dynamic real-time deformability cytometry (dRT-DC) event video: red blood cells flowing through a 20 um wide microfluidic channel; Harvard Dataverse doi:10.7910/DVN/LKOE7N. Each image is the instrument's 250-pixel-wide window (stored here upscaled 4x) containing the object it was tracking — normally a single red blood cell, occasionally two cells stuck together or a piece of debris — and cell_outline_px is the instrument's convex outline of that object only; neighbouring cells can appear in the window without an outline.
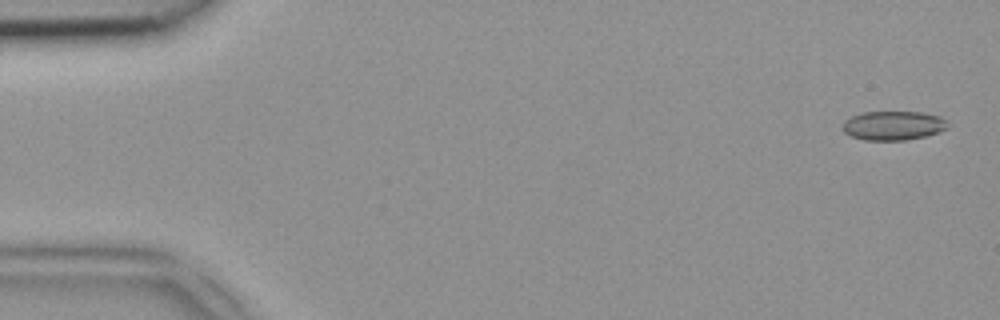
{"species": "common noctule bat (a hibernating species)", "species_latin": "Nyctalus noctula", "temperature_condition": "room temperature", "stored_images_in_passage": 49, "camera_frame_rate_fps": 3000, "um_per_image_px": 0.085, "animal": {"sex": "female", "body_mass_g": 18.4}, "frame": {"image": 1, "passage_image": 2, "time_ms": 0.333, "image_size_px": [1000, 320], "cell_outline_px": [[948, 128], [940, 132], [928, 136], [904, 140], [864, 140], [852, 136], [844, 132], [844, 120], [852, 116], [864, 112], [920, 112], [940, 116], [948, 120]], "centroid_in_image_um": [75.99, 10.67], "position_along_channel_um": 9.0, "area_um2": 17.92}}
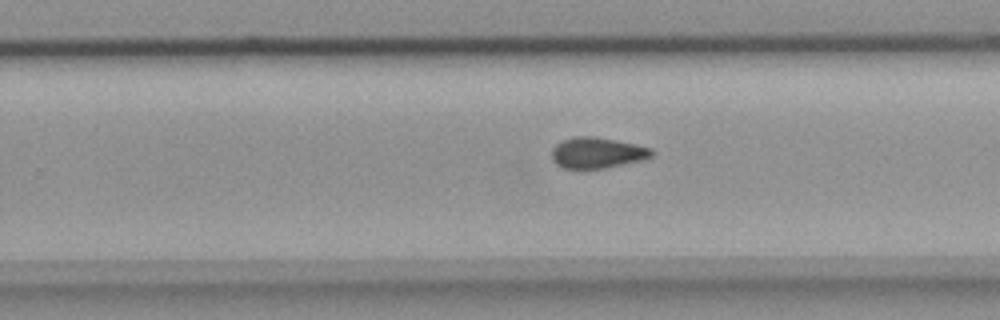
{"frame": {"image": 2, "passage_image": 31, "time_ms": 10.0, "image_size_px": [1000, 320], "cell_outline_px": [[656, 152], [648, 160], [608, 168], [564, 168], [556, 164], [552, 160], [552, 148], [556, 144], [564, 140], [576, 136], [592, 136], [636, 144], [652, 148]], "centroid_in_image_um": [50.84, 13.0], "position_along_channel_um": 279.0, "area_um2": 18.26}}
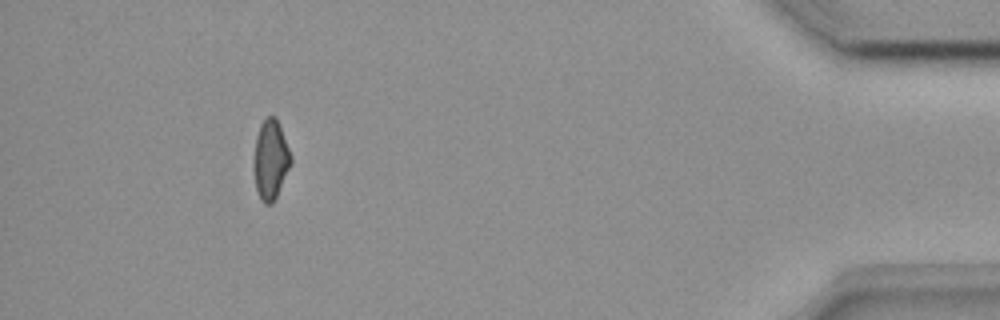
{"frame": {"image": 3, "passage_image": 45, "time_ms": 14.667, "image_size_px": [1000, 320], "cell_outline_px": [[292, 164], [272, 204], [264, 204], [260, 200], [256, 188], [252, 168], [252, 160], [256, 136], [260, 124], [268, 116], [276, 116], [292, 156]], "centroid_in_image_um": [22.98, 13.58], "position_along_channel_um": 412.2, "area_um2": 17.57}}